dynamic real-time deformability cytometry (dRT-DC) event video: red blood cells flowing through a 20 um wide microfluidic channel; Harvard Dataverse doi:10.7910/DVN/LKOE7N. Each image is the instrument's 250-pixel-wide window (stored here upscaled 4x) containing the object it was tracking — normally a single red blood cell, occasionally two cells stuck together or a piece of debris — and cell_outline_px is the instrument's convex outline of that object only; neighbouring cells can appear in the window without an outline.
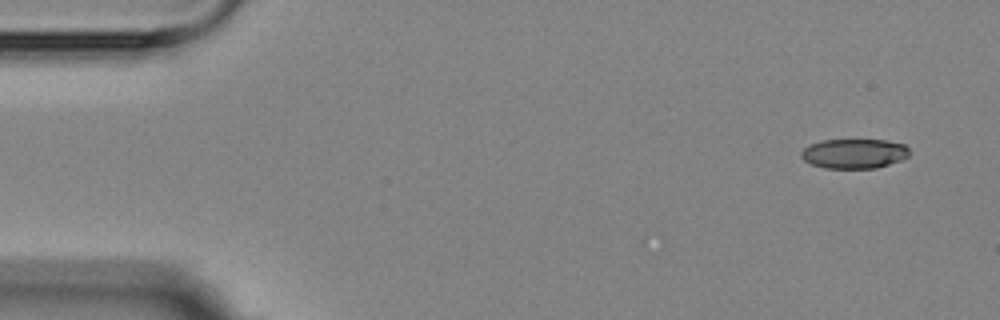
{"species": "Egyptian fruit bat (a non-hibernating species)", "species_latin": "Rousettus aegyptiacus", "temperature_condition": "room temperature", "stored_images_in_passage": 5, "camera_frame_rate_fps": 3000, "um_per_image_px": 0.085, "animal": {"sex": "female"}, "frame": {"image": 1, "passage_image": 1, "time_ms": 0.0, "image_size_px": [1000, 320], "cell_outline_px": [[912, 152], [908, 156], [900, 160], [876, 168], [824, 168], [812, 164], [804, 160], [800, 156], [800, 152], [804, 148], [812, 144], [824, 140], [888, 140], [904, 144]], "centroid_in_image_um": [72.62, 13.05], "position_along_channel_um": 12.4, "area_um2": 18.67}}